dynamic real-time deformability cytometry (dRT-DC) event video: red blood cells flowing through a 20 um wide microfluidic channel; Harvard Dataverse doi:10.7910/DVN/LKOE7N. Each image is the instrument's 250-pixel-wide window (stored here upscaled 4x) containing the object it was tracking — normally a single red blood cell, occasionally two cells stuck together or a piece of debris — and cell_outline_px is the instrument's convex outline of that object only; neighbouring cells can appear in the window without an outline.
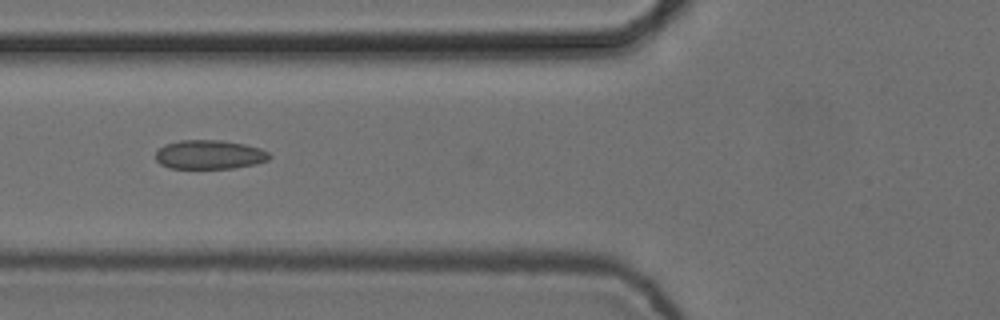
{"species": "common noctule bat (a hibernating species)", "species_latin": "Nyctalus noctula", "temperature_condition": "cold", "stored_images_in_passage": 10, "camera_frame_rate_fps": 3000, "um_per_image_px": 0.085, "animal": {"sex": "female", "body_mass_g": 24.6, "forearm_length_mm": 56.2}, "frame": {"image": 1, "passage_image": 5, "time_ms": 1.333, "image_size_px": [1000, 320], "cell_outline_px": [[272, 156], [268, 160], [256, 164], [232, 168], [168, 168], [160, 164], [156, 160], [156, 152], [164, 144], [180, 140], [220, 140], [244, 144], [260, 148], [268, 152]], "centroid_in_image_um": [17.8, 13.14], "position_along_channel_um": 108.0, "area_um2": 19.31}}
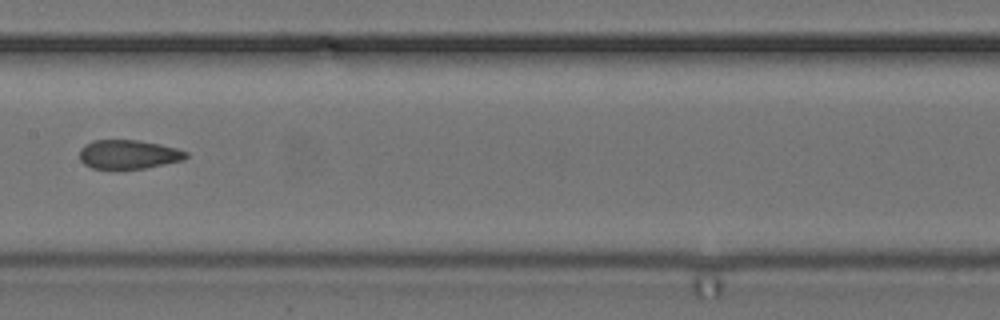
{"frame": {"image": 2, "passage_image": 7, "time_ms": 2.0, "image_size_px": [1000, 320], "cell_outline_px": [[188, 156], [184, 160], [144, 168], [92, 168], [84, 164], [80, 160], [80, 148], [84, 144], [92, 140], [136, 140], [160, 144], [176, 148], [188, 152]], "centroid_in_image_um": [10.91, 13.11], "position_along_channel_um": 196.5, "area_um2": 17.92}}
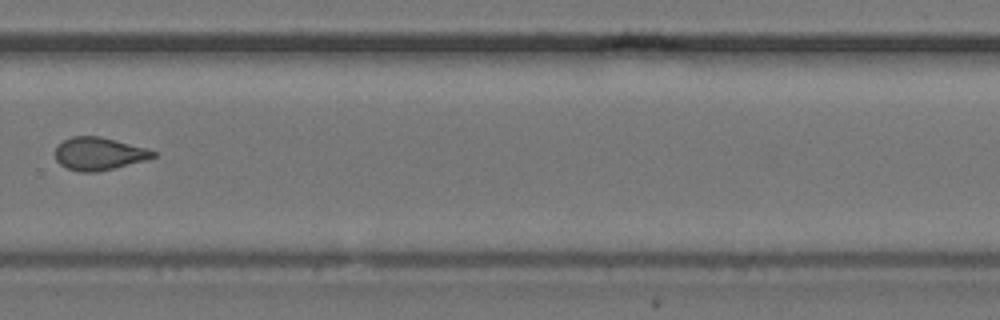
{"frame": {"image": 3, "passage_image": 10, "time_ms": 3.0, "image_size_px": [1000, 320], "cell_outline_px": [[156, 156], [148, 160], [96, 172], [80, 172], [64, 168], [56, 160], [56, 148], [64, 140], [72, 136], [100, 136], [148, 148], [156, 152]], "centroid_in_image_um": [8.43, 13.07], "position_along_channel_um": 321.4, "area_um2": 18.79}}